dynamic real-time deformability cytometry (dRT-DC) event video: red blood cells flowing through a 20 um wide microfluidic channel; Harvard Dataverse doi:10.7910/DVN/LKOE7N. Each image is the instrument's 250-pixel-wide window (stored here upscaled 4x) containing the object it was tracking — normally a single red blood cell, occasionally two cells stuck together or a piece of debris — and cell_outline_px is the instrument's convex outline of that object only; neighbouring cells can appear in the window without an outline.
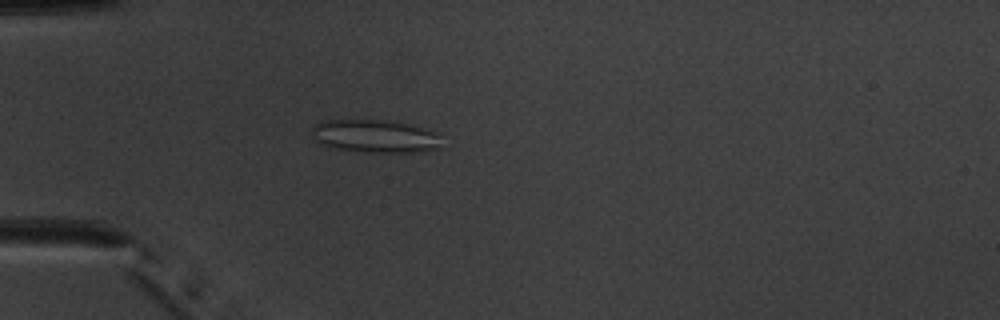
{"species": "common noctule bat (a hibernating species)", "species_latin": "Nyctalus noctula", "temperature_condition": "warm", "stored_images_in_passage": 51, "camera_frame_rate_fps": 3000, "um_per_image_px": 0.085, "animal": {"sex": "male", "body_mass_g": 20.1, "forearm_length_mm": 53.5}, "frame": {"image": 1, "passage_image": 15, "time_ms": 4.667, "image_size_px": [1000, 320], "cell_outline_px": [[440, 148], [424, 152], [364, 152], [336, 148], [320, 144], [312, 140], [312, 128], [316, 124], [328, 120], [376, 120], [412, 124], [436, 132], [440, 136]], "centroid_in_image_um": [31.9, 11.59], "position_along_channel_um": 53.1, "area_um2": 25.03}}
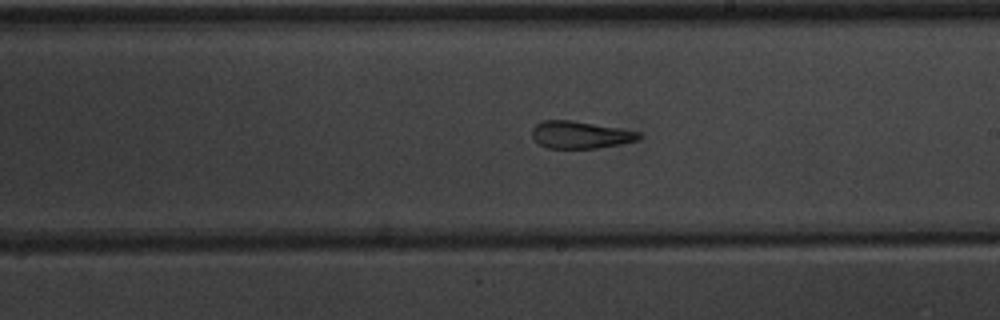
{"frame": {"image": 2, "passage_image": 30, "time_ms": 9.667, "image_size_px": [1000, 320], "cell_outline_px": [[644, 136], [640, 140], [600, 148], [548, 148], [540, 144], [532, 136], [532, 128], [540, 120], [572, 120], [620, 128], [640, 132]], "centroid_in_image_um": [49.37, 11.45], "position_along_channel_um": 239.6, "area_um2": 17.17}}
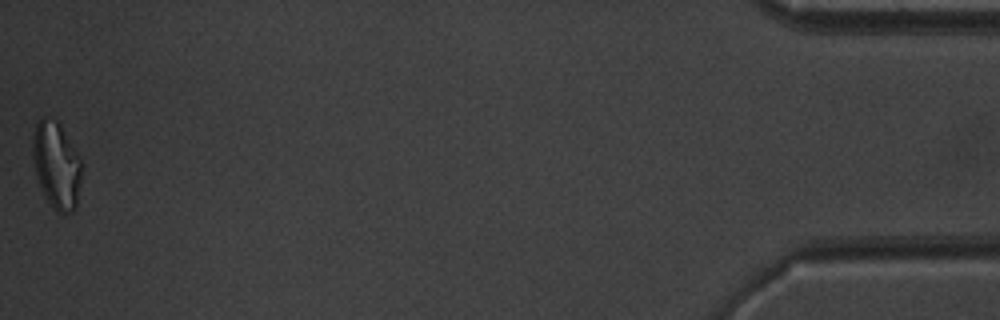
{"frame": {"image": 3, "passage_image": 51, "time_ms": 16.667, "image_size_px": [1000, 320], "cell_outline_px": [[84, 164], [76, 208], [72, 212], [64, 216], [56, 212], [52, 208], [44, 196], [36, 176], [32, 156], [32, 136], [36, 124], [44, 116], [56, 120], [60, 124]], "centroid_in_image_um": [4.81, 14.09], "position_along_channel_um": 430.4, "area_um2": 25.43}, "authors_computed_cell_mechanics": {"area_um2": 20.3456, "velocity_mm_per_s": 3.9725, "shape_relaxation_time_tau1_ms": null, "shape_relaxation_time_tau2_ms": 2.4866, "deformation_change_tau1": null, "deformation_change_tau2": 0.1336}}